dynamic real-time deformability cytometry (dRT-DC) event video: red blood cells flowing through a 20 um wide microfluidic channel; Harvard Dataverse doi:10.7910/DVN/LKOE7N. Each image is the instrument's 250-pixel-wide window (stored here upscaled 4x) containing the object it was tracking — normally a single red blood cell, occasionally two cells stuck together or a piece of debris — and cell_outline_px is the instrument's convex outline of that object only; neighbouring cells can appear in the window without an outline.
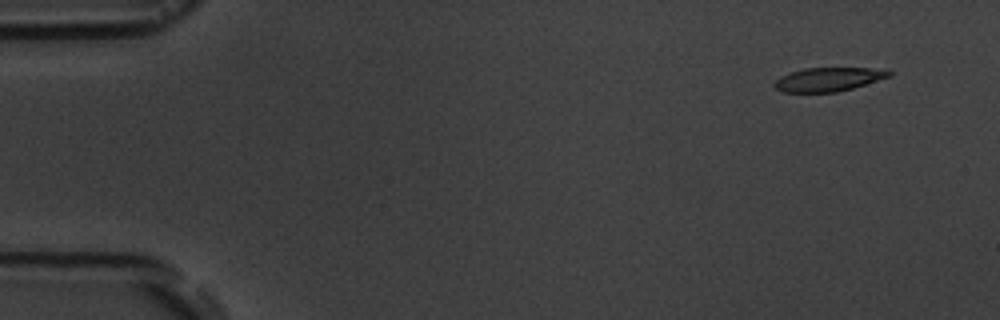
{"species": "common noctule bat (a hibernating species)", "species_latin": "Nyctalus noctula", "temperature_condition": "room temperature", "stored_images_in_passage": 6, "segment_of_instrument_passage": [2, 2], "camera_frame_rate_fps": 3000, "um_per_image_px": 0.085, "animal": {"sex": "male", "body_mass_g": 19.5, "forearm_length_mm": 54.6}, "frame": {"image": 1, "passage_image": 6, "time_ms": 6.0, "image_size_px": [1000, 320], "cell_outline_px": [[892, 76], [852, 88], [836, 92], [784, 92], [776, 88], [772, 84], [780, 76], [804, 68], [868, 68], [892, 72]], "centroid_in_image_um": [70.38, 6.75], "position_along_channel_um": 14.6, "area_um2": 15.66}}